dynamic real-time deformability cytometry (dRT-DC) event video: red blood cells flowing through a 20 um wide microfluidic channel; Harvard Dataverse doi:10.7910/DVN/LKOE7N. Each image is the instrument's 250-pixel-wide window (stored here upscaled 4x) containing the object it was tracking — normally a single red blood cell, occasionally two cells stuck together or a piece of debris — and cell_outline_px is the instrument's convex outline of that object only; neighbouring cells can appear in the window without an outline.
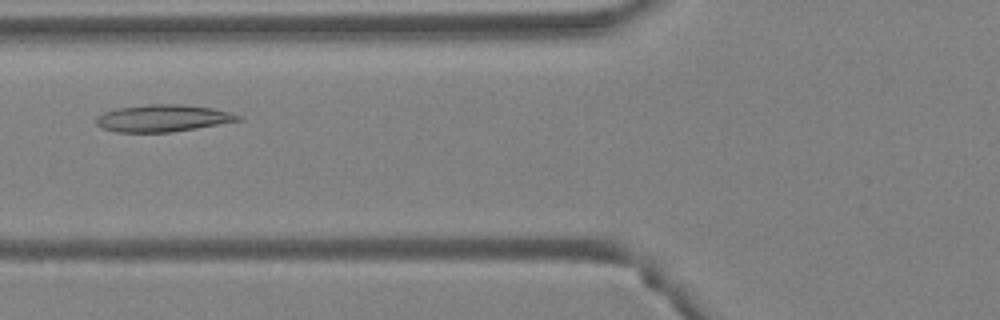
{"species": "Egyptian fruit bat (a non-hibernating species)", "species_latin": "Rousettus aegyptiacus", "temperature_condition": "warm", "stored_images_in_passage": 39, "camera_frame_rate_fps": 3000, "um_per_image_px": 0.085, "animal": {"sex": "female"}, "frame": {"image": 1, "passage_image": 12, "time_ms": 3.667, "image_size_px": [1000, 320], "cell_outline_px": [[244, 120], [172, 132], [116, 132], [100, 128], [96, 124], [96, 116], [104, 112], [116, 108], [148, 104], [184, 104], [212, 108], [228, 112], [240, 116]], "centroid_in_image_um": [13.81, 10.04], "position_along_channel_um": 112.0, "area_um2": 22.48}}
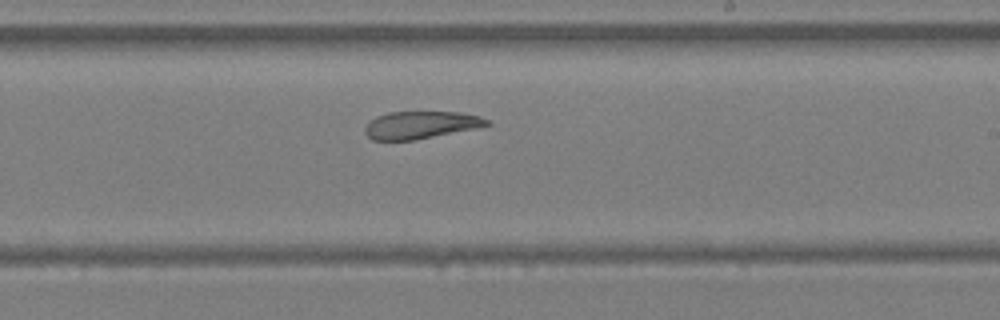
{"frame": {"image": 2, "passage_image": 22, "time_ms": 7.0, "image_size_px": [1000, 320], "cell_outline_px": [[492, 124], [476, 128], [416, 140], [372, 140], [364, 132], [364, 128], [376, 116], [388, 112], [460, 112], [480, 116], [488, 120]], "centroid_in_image_um": [35.77, 10.62], "position_along_channel_um": 253.2, "area_um2": 19.48}}
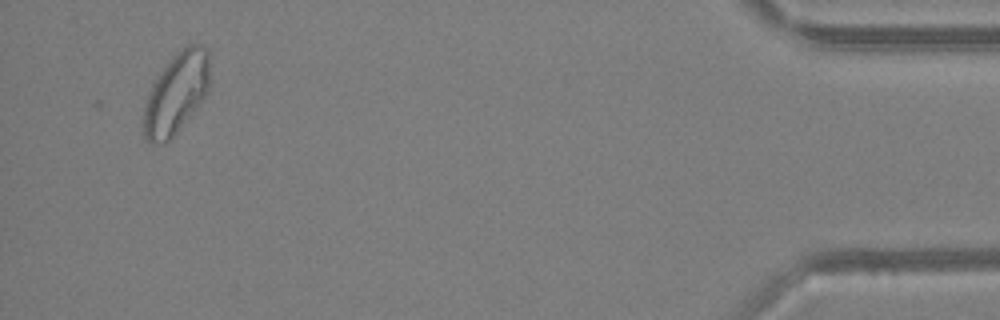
{"frame": {"image": 3, "passage_image": 39, "time_ms": 12.667, "image_size_px": [1000, 320], "cell_outline_px": [[208, 92], [176, 132], [168, 140], [152, 144], [148, 144], [144, 136], [144, 108], [152, 84], [160, 72], [172, 56], [180, 48], [188, 44], [204, 44], [208, 48]], "centroid_in_image_um": [14.98, 7.88], "position_along_channel_um": 420.2, "area_um2": 30.69}, "authors_computed_cell_mechanics": {"area_um2": 23.0044, "velocity_mm_per_s": 4.2417, "shape_relaxation_time_tau1_ms": null, "shape_relaxation_time_tau2_ms": 1.7012, "deformation_change_tau1": null, "deformation_change_tau2": 0.0747}}